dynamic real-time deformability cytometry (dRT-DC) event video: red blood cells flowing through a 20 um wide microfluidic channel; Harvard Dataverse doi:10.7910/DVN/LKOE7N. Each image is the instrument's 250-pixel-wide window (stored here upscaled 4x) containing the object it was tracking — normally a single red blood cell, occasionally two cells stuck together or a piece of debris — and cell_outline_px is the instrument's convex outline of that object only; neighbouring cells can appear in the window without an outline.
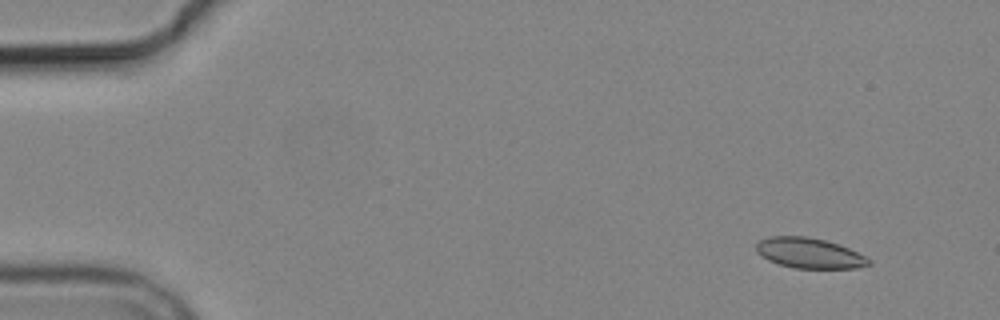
{"species": "common noctule bat (a hibernating species)", "species_latin": "Nyctalus noctula", "temperature_condition": "cold", "stored_images_in_passage": 6, "camera_frame_rate_fps": 3000, "um_per_image_px": 0.085, "animal": {"sex": "male", "body_mass_g": 19.2, "forearm_length_mm": 51.8}, "frame": {"image": 1, "passage_image": 2, "time_ms": 1.333, "image_size_px": [1000, 320], "cell_outline_px": [[872, 264], [856, 268], [796, 268], [780, 264], [768, 260], [760, 256], [756, 252], [756, 244], [760, 240], [768, 236], [808, 236], [840, 244], [872, 260]], "centroid_in_image_um": [68.78, 21.51], "position_along_channel_um": 16.2, "area_um2": 19.94}}
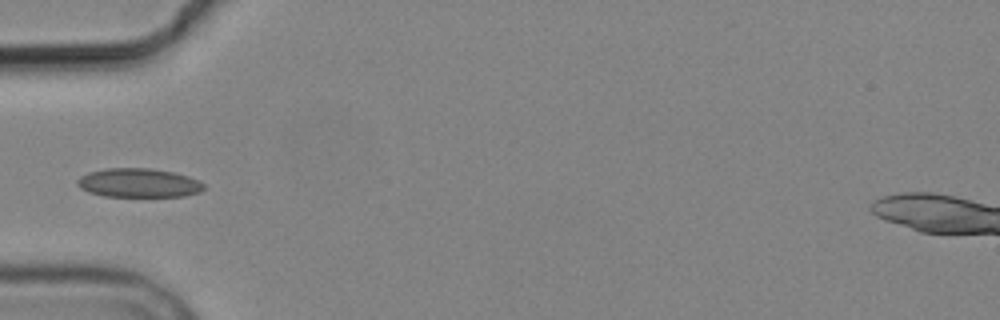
{"frame": {"image": 2, "passage_image": 6, "time_ms": 6.0, "image_size_px": [1000, 320], "cell_outline_px": [[204, 188], [200, 192], [184, 196], [104, 196], [88, 192], [80, 188], [76, 184], [76, 180], [80, 176], [88, 172], [104, 168], [152, 168], [172, 172], [188, 176], [200, 180], [204, 184]], "centroid_in_image_um": [11.76, 15.54], "position_along_channel_um": 73.2, "area_um2": 21.5}}